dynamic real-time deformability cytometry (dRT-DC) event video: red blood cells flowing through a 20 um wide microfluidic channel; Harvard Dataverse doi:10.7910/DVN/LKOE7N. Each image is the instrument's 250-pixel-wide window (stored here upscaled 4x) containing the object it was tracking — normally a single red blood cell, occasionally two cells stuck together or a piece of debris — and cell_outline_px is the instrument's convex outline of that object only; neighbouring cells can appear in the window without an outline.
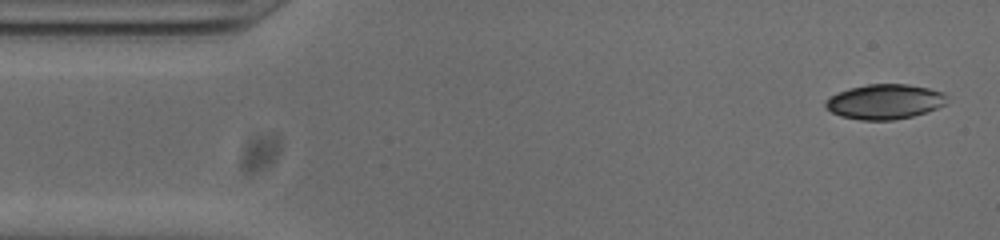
{"species": "common noctule bat (a hibernating species)", "species_latin": "Nyctalus noctula", "temperature_condition": "cold", "stored_images_in_passage": 53, "camera_frame_rate_fps": 3000, "um_per_image_px": 0.085, "animal": {"sex": "male", "body_mass_g": 20.0, "forearm_length_mm": 53.3}, "frame": {"image": 1, "passage_image": 2, "time_ms": 0.333, "image_size_px": [1000, 240], "cell_outline_px": [[948, 104], [912, 116], [892, 120], [860, 120], [840, 116], [832, 112], [824, 104], [824, 100], [848, 88], [868, 84], [908, 84], [928, 88], [940, 92], [944, 96]], "centroid_in_image_um": [75.17, 8.64], "position_along_channel_um": 9.8, "area_um2": 24.45}}
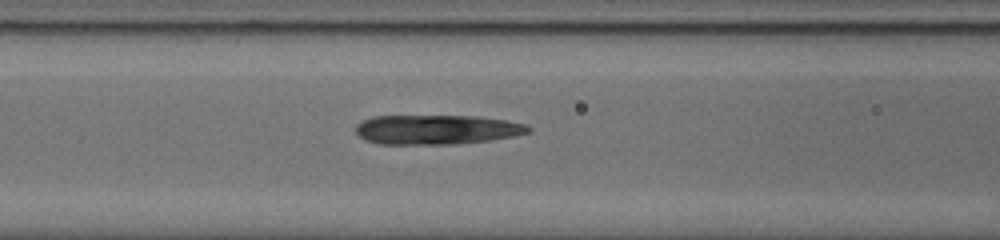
{"frame": {"image": 2, "passage_image": 20, "time_ms": 6.333, "image_size_px": [1000, 240], "cell_outline_px": [[532, 132], [516, 136], [492, 140], [452, 144], [380, 144], [364, 140], [356, 132], [356, 124], [372, 116], [480, 116], [504, 120], [524, 124], [532, 128]], "centroid_in_image_um": [37.14, 11.02], "position_along_channel_um": 129.5, "area_um2": 29.88}}
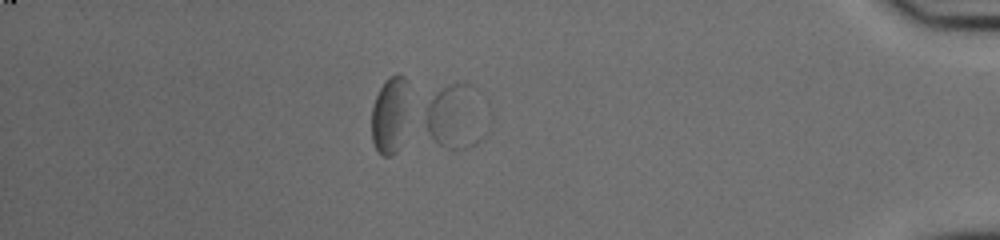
{"frame": {"image": 3, "passage_image": 46, "time_ms": 15.0, "image_size_px": [1000, 240], "cell_outline_px": [[488, 132], [476, 144], [464, 148], [448, 148], [440, 144], [428, 132], [424, 120], [428, 104], [444, 88], [452, 84], [468, 84], [488, 128]], "centroid_in_image_um": [38.72, 10.02], "position_along_channel_um": 396.5, "area_um2": 21.44}}